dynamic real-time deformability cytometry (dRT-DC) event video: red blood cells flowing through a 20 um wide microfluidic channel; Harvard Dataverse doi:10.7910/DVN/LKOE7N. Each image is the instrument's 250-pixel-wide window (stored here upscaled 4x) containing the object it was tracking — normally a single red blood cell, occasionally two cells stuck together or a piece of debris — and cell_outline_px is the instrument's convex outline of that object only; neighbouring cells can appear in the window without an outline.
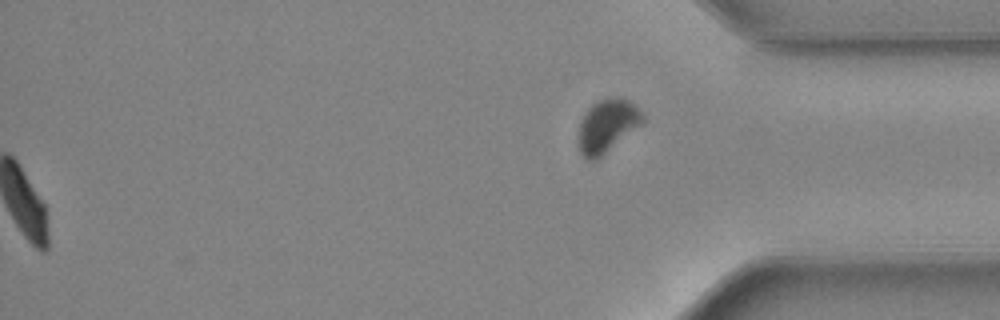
{"species": "common noctule bat (a hibernating species)", "species_latin": "Nyctalus noctula", "temperature_condition": "warm", "stored_images_in_passage": 49, "segment_of_instrument_passage": [2, 2], "camera_frame_rate_fps": 3000, "um_per_image_px": 0.085, "animal": {"sex": "female", "body_mass_g": 24.6, "forearm_length_mm": 56.2}, "frame": {"image": 1, "passage_image": 49, "time_ms": 16.0, "image_size_px": [1000, 320], "cell_outline_px": [[644, 120], [640, 124], [596, 160], [588, 160], [580, 152], [576, 140], [580, 120], [584, 112], [592, 104], [600, 100], [616, 96], [628, 100], [644, 116]], "centroid_in_image_um": [51.52, 10.69], "position_along_channel_um": 383.7, "area_um2": 19.59}}